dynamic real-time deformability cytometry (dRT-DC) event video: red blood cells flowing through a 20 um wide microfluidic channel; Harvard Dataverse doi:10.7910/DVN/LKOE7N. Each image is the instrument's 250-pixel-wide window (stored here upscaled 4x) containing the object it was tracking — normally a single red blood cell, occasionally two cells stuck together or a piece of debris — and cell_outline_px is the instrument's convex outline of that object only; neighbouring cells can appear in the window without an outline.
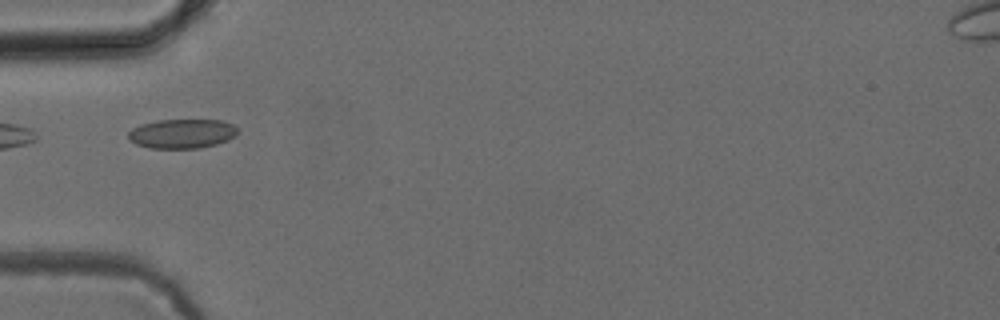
{"species": "common noctule bat (a hibernating species)", "species_latin": "Nyctalus noctula", "temperature_condition": "cold", "stored_images_in_passage": 5, "camera_frame_rate_fps": 3000, "um_per_image_px": 0.085, "animal": {"sex": "female", "body_mass_g": 24.6, "forearm_length_mm": 56.2}, "frame": {"image": 1, "passage_image": 4, "time_ms": 4.667, "image_size_px": [1000, 320], "cell_outline_px": [[236, 136], [228, 140], [216, 144], [200, 148], [148, 148], [136, 144], [128, 140], [128, 132], [132, 128], [140, 124], [156, 120], [224, 120], [232, 124], [236, 128]], "centroid_in_image_um": [15.44, 11.36], "position_along_channel_um": 69.6, "area_um2": 18.84}}
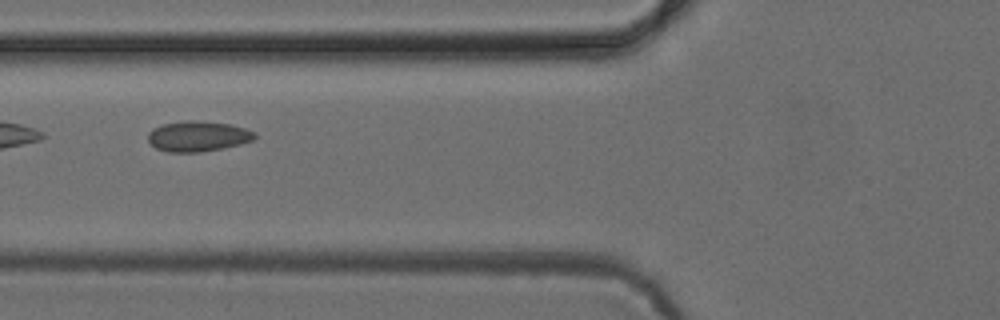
{"frame": {"image": 2, "passage_image": 5, "time_ms": 5.667, "image_size_px": [1000, 320], "cell_outline_px": [[256, 136], [252, 140], [240, 144], [200, 152], [168, 152], [156, 148], [148, 140], [148, 132], [152, 128], [164, 124], [188, 120], [232, 124], [256, 132]], "centroid_in_image_um": [16.81, 11.58], "position_along_channel_um": 109.0, "area_um2": 18.73}}